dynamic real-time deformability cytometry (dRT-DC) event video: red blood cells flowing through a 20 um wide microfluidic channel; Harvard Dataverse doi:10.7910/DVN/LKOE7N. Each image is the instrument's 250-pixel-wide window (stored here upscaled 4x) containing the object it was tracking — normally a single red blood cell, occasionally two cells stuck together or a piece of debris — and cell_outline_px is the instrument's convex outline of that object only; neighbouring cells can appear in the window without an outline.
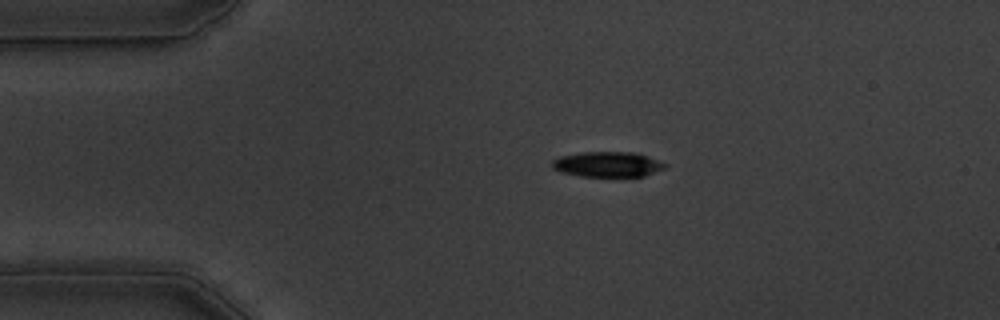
{"species": "common noctule bat (a hibernating species)", "species_latin": "Nyctalus noctula", "temperature_condition": "warm", "stored_images_in_passage": 46, "camera_frame_rate_fps": 3000, "um_per_image_px": 0.085, "animal": {"sex": "male", "body_mass_g": 19.5, "forearm_length_mm": 54.6}, "frame": {"image": 1, "passage_image": 1, "time_ms": 0.0, "image_size_px": [1000, 320], "cell_outline_px": [[668, 164], [664, 168], [644, 176], [580, 176], [560, 172], [552, 168], [552, 160], [560, 156], [580, 152], [636, 152]], "centroid_in_image_um": [51.61, 13.96], "position_along_channel_um": 33.4, "area_um2": 16.59}}
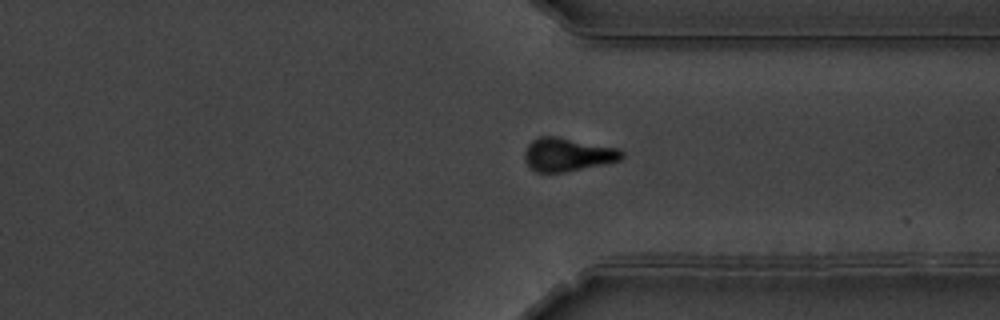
{"frame": {"image": 2, "passage_image": 32, "time_ms": 10.333, "image_size_px": [1000, 320], "cell_outline_px": [[624, 156], [620, 160], [604, 164], [564, 172], [536, 172], [524, 160], [524, 152], [528, 144], [532, 140], [540, 136], [556, 136], [620, 148], [624, 152]], "centroid_in_image_um": [48.26, 13.12], "position_along_channel_um": 363.1, "area_um2": 18.96}}
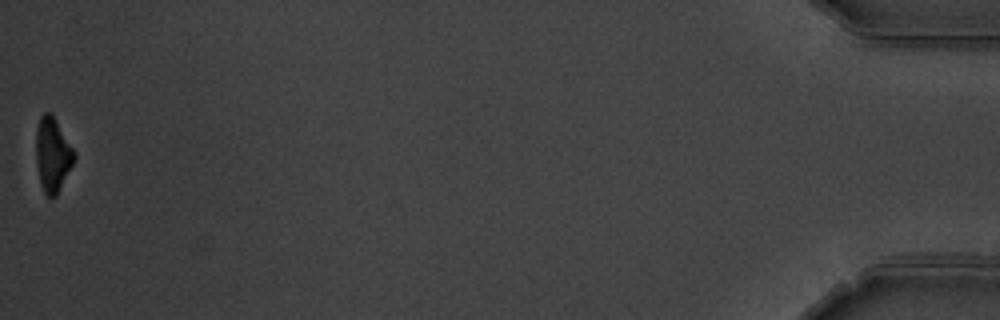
{"frame": {"image": 3, "passage_image": 46, "time_ms": 15.0, "image_size_px": [1000, 320], "cell_outline_px": [[76, 156], [56, 196], [48, 196], [44, 192], [40, 184], [36, 164], [36, 128], [40, 116], [44, 112], [52, 112], [76, 152]], "centroid_in_image_um": [4.46, 13.09], "position_along_channel_um": 430.7, "area_um2": 16.65}, "authors_computed_cell_mechanics": {"area_um2": 18.6694, "velocity_mm_per_s": 3.5691, "shape_relaxation_time_tau1_ms": 3.2204, "shape_relaxation_time_tau2_ms": null, "deformation_change_tau1": 0.175, "deformation_change_tau2": null}}